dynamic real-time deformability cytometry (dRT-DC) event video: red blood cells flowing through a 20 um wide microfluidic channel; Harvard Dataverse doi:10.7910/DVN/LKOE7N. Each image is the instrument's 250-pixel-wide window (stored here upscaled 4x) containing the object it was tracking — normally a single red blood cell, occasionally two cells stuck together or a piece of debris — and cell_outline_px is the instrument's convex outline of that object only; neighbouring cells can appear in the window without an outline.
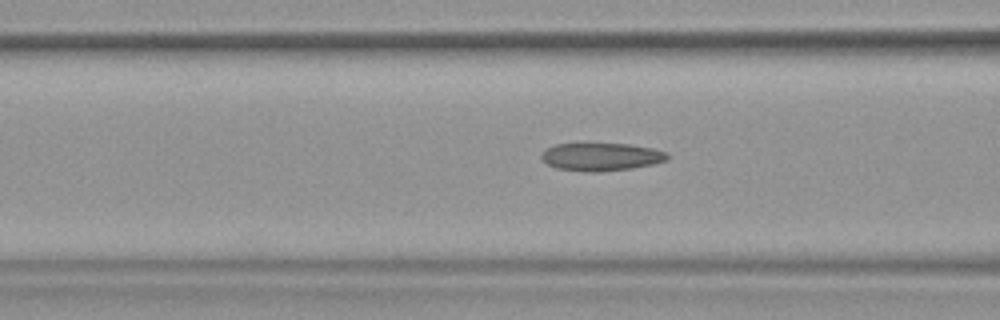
{"species": "common noctule bat (a hibernating species)", "species_latin": "Nyctalus noctula", "temperature_condition": "warm", "stored_images_in_passage": 38, "camera_frame_rate_fps": 3000, "um_per_image_px": 0.085, "animal": {"sex": "female", "body_mass_g": 19.9}, "frame": {"image": 1, "passage_image": 12, "time_ms": 3.667, "image_size_px": [1000, 320], "cell_outline_px": [[668, 160], [652, 164], [632, 168], [600, 172], [584, 172], [556, 168], [548, 164], [540, 156], [548, 148], [556, 144], [628, 144], [652, 148], [668, 152]], "centroid_in_image_um": [51.13, 13.34], "position_along_channel_um": 115.5, "area_um2": 20.35}, "authors_computed_cell_mechanics": {"area_um2": 20.4034, "velocity_mm_per_s": 3.828, "shape_relaxation_time_tau1_ms": null, "shape_relaxation_time_tau2_ms": 2.2053, "deformation_change_tau1": null, "deformation_change_tau2": 0.1089}}